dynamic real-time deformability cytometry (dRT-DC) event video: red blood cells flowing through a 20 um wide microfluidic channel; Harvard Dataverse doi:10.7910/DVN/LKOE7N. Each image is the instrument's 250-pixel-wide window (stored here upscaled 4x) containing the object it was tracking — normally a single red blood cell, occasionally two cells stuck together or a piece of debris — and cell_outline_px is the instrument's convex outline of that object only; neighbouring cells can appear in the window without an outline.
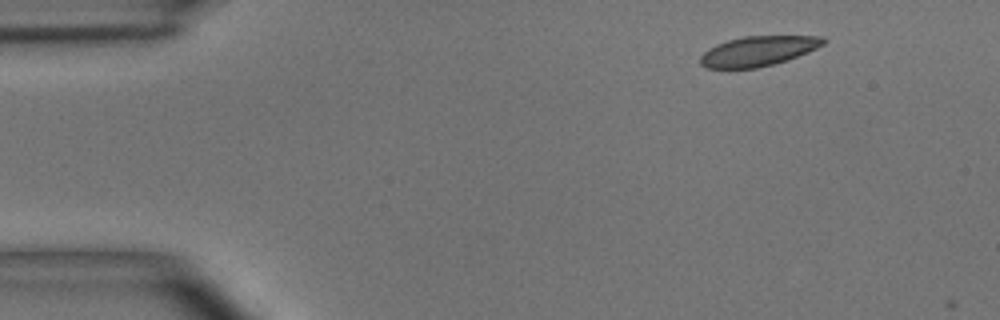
{"species": "common noctule bat (a hibernating species)", "species_latin": "Nyctalus noctula", "temperature_condition": "room temperature", "stored_images_in_passage": 2, "camera_frame_rate_fps": 3000, "um_per_image_px": 0.085, "animal": {"sex": "male", "body_mass_g": 15.6}, "frame": {"image": 1, "passage_image": 1, "time_ms": 0.0, "image_size_px": [1000, 320], "cell_outline_px": [[828, 40], [824, 44], [808, 52], [788, 60], [756, 68], [704, 68], [700, 64], [700, 56], [708, 48], [716, 44], [728, 40], [744, 36], [824, 36]], "centroid_in_image_um": [64.44, 4.34], "position_along_channel_um": 20.6, "area_um2": 21.5}}